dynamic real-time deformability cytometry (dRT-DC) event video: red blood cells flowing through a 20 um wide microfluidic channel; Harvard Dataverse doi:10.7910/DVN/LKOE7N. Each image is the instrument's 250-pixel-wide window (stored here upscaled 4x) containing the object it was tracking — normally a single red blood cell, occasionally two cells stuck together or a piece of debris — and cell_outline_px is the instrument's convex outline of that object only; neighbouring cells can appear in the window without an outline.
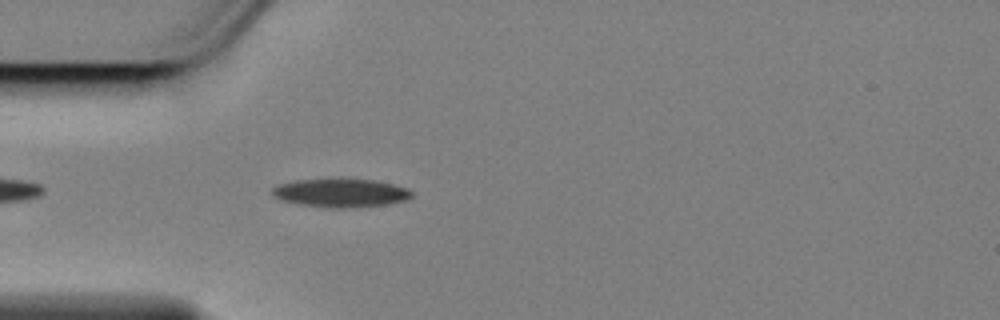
{"species": "Egyptian fruit bat (a non-hibernating species)", "species_latin": "Rousettus aegyptiacus", "temperature_condition": "cold", "stored_images_in_passage": 39, "camera_frame_rate_fps": 3000, "um_per_image_px": 0.085, "animal": {"sex": "female"}, "frame": {"image": 1, "passage_image": 4, "time_ms": 1.0, "image_size_px": [1000, 320], "cell_outline_px": [[412, 196], [404, 200], [388, 204], [340, 208], [336, 208], [300, 204], [284, 200], [272, 196], [272, 188], [276, 184], [296, 180], [376, 180], [408, 188], [412, 192]], "centroid_in_image_um": [28.95, 16.4], "position_along_channel_um": 56.1, "area_um2": 22.6}}
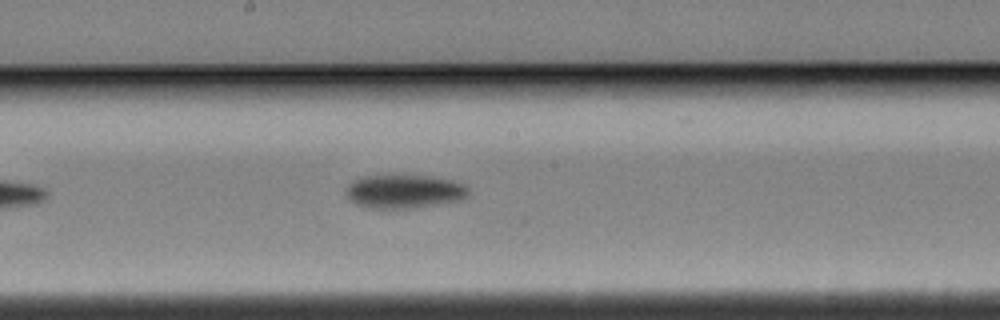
{"frame": {"image": 2, "passage_image": 18, "time_ms": 5.667, "image_size_px": [1000, 320], "cell_outline_px": [[468, 196], [464, 200], [412, 208], [368, 208], [356, 204], [348, 200], [344, 192], [344, 188], [352, 180], [364, 176], [432, 176], [452, 180], [464, 184], [468, 188]], "centroid_in_image_um": [34.33, 16.28], "position_along_channel_um": 213.9, "area_um2": 24.28}}
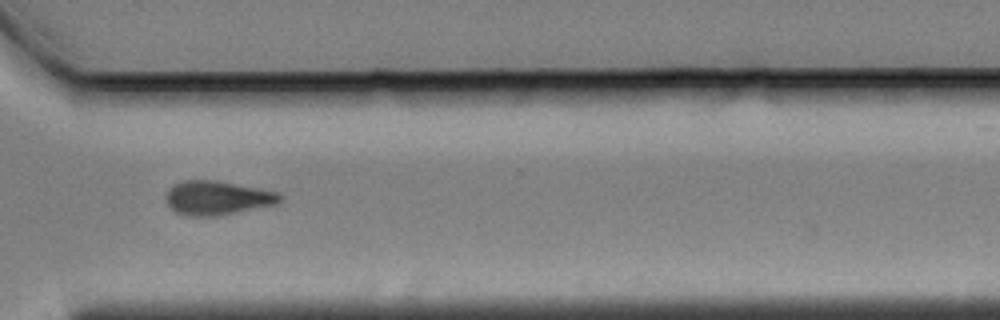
{"frame": {"image": 3, "passage_image": 30, "time_ms": 9.667, "image_size_px": [1000, 320], "cell_outline_px": [[280, 200], [276, 204], [216, 216], [188, 216], [176, 212], [164, 200], [164, 196], [168, 188], [184, 180], [216, 180], [260, 188], [276, 192], [280, 196]], "centroid_in_image_um": [18.41, 16.81], "position_along_channel_um": 352.2, "area_um2": 22.48}, "authors_computed_cell_mechanics": {"area_um2": 23.0622, "velocity_mm_per_s": 3.4579, "shape_relaxation_time_tau1_ms": 4.0928, "shape_relaxation_time_tau2_ms": null, "deformation_change_tau1": 0.1268, "deformation_change_tau2": null}}